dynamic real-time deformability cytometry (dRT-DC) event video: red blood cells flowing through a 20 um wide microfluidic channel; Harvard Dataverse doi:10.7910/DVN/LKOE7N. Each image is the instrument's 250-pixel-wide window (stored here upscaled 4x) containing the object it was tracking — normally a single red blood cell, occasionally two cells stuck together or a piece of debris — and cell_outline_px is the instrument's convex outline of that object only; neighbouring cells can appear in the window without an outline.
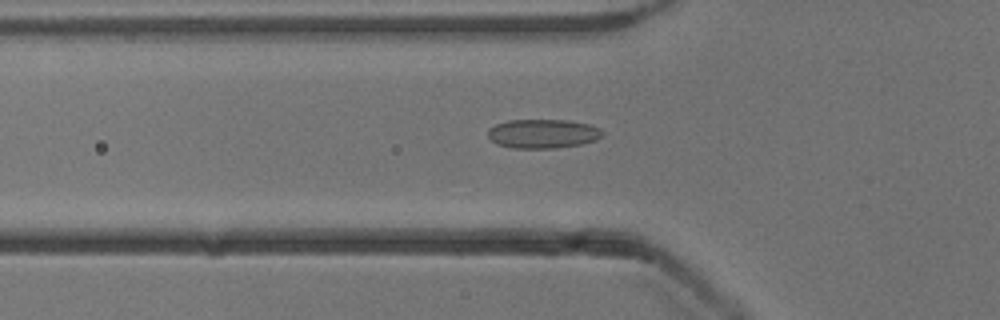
{"species": "common noctule bat (a hibernating species)", "species_latin": "Nyctalus noctula", "temperature_condition": "cold", "stored_images_in_passage": 51, "camera_frame_rate_fps": 3000, "um_per_image_px": 0.085, "animal": {"sex": "male", "body_mass_g": 13.3}, "frame": {"image": 1, "passage_image": 17, "time_ms": 5.333, "image_size_px": [1000, 320], "cell_outline_px": [[604, 132], [596, 140], [580, 144], [556, 148], [512, 148], [496, 144], [488, 136], [488, 128], [496, 124], [508, 120], [568, 120], [588, 124], [600, 128]], "centroid_in_image_um": [46.12, 11.36], "position_along_channel_um": 79.7, "area_um2": 19.42}}
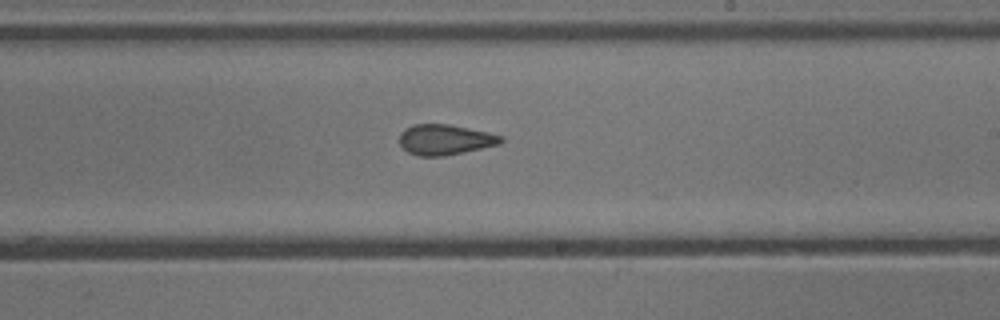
{"frame": {"image": 2, "passage_image": 30, "time_ms": 9.667, "image_size_px": [1000, 320], "cell_outline_px": [[504, 140], [500, 144], [464, 152], [444, 156], [416, 156], [408, 152], [400, 144], [400, 132], [404, 128], [412, 124], [448, 124], [488, 132], [504, 136]], "centroid_in_image_um": [37.82, 11.87], "position_along_channel_um": 251.2, "area_um2": 18.09}}
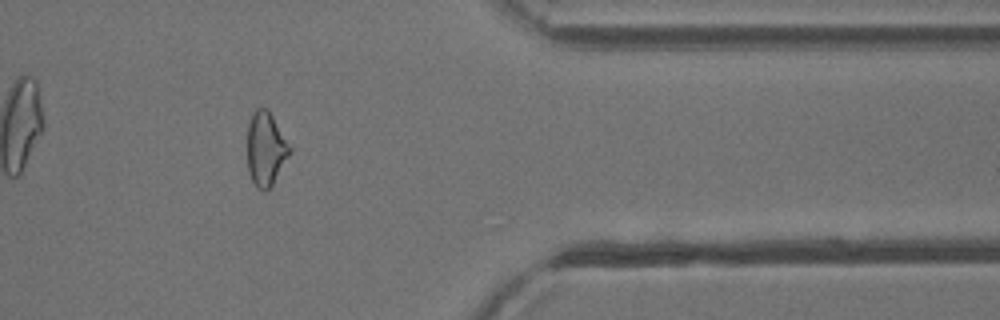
{"frame": {"image": 3, "passage_image": 42, "time_ms": 13.667, "image_size_px": [1000, 320], "cell_outline_px": [[292, 148], [288, 156], [272, 184], [264, 192], [256, 188], [248, 172], [248, 124], [252, 112], [256, 108], [268, 108]], "centroid_in_image_um": [22.57, 12.63], "position_along_channel_um": 388.8, "area_um2": 18.15}, "authors_computed_cell_mechanics": {"area_um2": 19.0162, "velocity_mm_per_s": 3.9295, "shape_relaxation_time_tau1_ms": null, "shape_relaxation_time_tau2_ms": 2.0909, "deformation_change_tau1": null, "deformation_change_tau2": 0.0846}}